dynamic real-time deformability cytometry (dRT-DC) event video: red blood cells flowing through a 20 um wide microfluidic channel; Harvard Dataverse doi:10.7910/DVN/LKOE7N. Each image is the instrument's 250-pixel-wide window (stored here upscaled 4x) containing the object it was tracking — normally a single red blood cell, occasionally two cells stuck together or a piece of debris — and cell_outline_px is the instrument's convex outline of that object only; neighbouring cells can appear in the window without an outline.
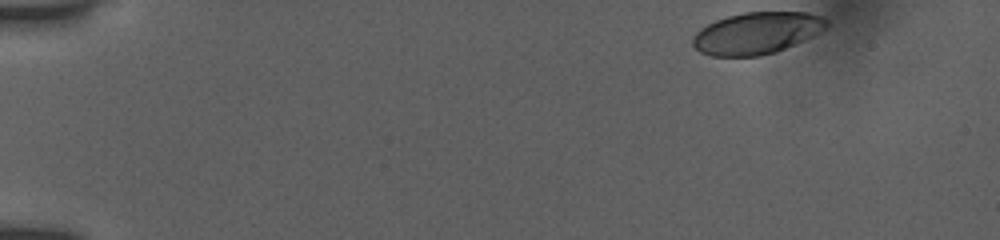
{"species": "human", "species_latin": "Homo sapiens", "temperature_condition": "room temperature", "stored_images_in_passage": 48, "camera_frame_rate_fps": 3000, "um_per_image_px": 0.085, "donor": {"sex": "female"}, "frame": {"image": 1, "passage_image": 1, "time_ms": 0.0, "image_size_px": [1000, 240], "cell_outline_px": [[828, 28], [812, 36], [776, 52], [760, 56], [712, 56], [700, 52], [692, 44], [692, 40], [696, 32], [700, 28], [716, 20], [728, 16], [744, 12], [808, 12], [820, 16], [828, 20]], "centroid_in_image_um": [64.33, 2.81], "position_along_channel_um": 20.7, "area_um2": 32.6}}
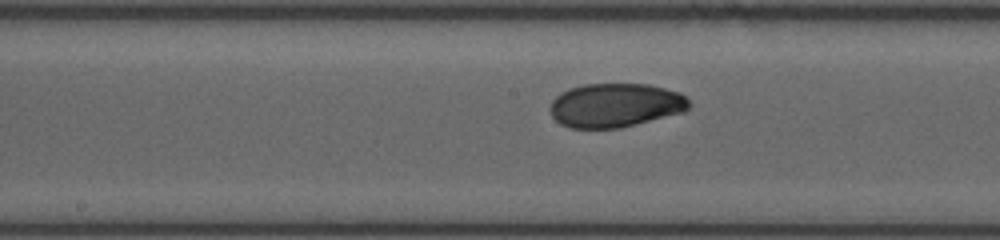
{"frame": {"image": 2, "passage_image": 24, "time_ms": 7.667, "image_size_px": [1000, 240], "cell_outline_px": [[692, 104], [684, 112], [620, 128], [572, 128], [560, 124], [552, 116], [548, 108], [552, 100], [560, 92], [568, 88], [584, 84], [648, 84], [680, 92]], "centroid_in_image_um": [52.28, 8.94], "position_along_channel_um": 195.9, "area_um2": 35.84}}
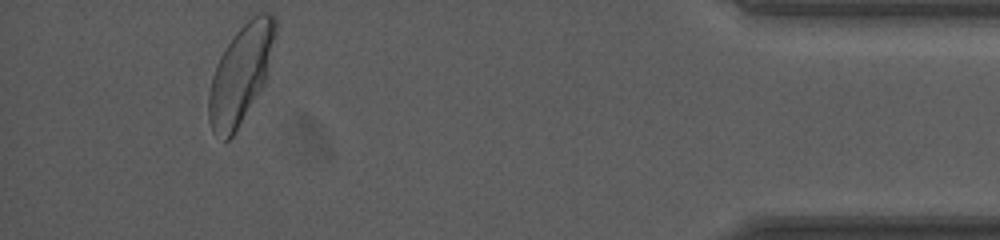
{"frame": {"image": 3, "passage_image": 45, "time_ms": 14.667, "image_size_px": [1000, 240], "cell_outline_px": [[276, 32], [268, 72], [264, 84], [232, 136], [228, 140], [224, 140], [212, 128], [208, 120], [208, 92], [212, 76], [216, 64], [220, 56], [244, 16], [256, 12], [272, 12], [276, 16]], "centroid_in_image_um": [20.48, 6.15], "position_along_channel_um": 414.7, "area_um2": 38.49}, "authors_computed_cell_mechanics": {"area_um2": 35.547, "velocity_mm_per_s": 3.8815, "shape_relaxation_time_tau1_ms": 5.0675, "shape_relaxation_time_tau2_ms": 1.0294, "deformation_change_tau1": 0.1509, "deformation_change_tau2": 0.0416}}